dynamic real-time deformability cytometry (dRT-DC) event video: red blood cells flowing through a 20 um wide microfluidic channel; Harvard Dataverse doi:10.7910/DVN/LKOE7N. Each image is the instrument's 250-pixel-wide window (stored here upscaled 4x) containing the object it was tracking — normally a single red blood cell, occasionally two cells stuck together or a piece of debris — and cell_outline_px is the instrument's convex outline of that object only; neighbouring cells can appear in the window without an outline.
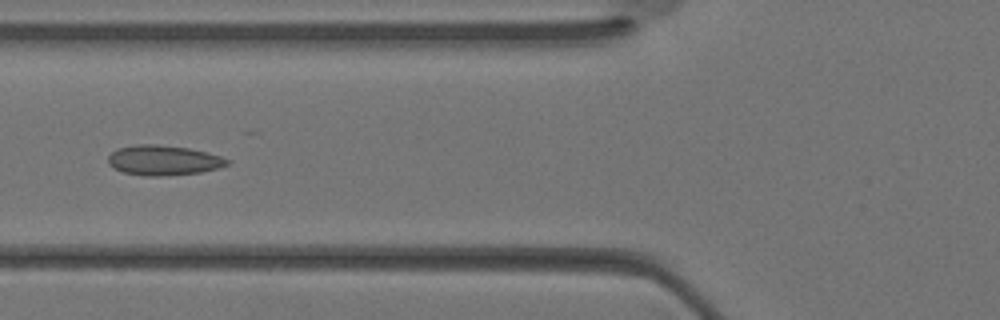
{"species": "Egyptian fruit bat (a non-hibernating species)", "species_latin": "Rousettus aegyptiacus", "temperature_condition": "warm", "stored_images_in_passage": 34, "camera_frame_rate_fps": 3000, "um_per_image_px": 0.085, "animal": {"sex": "female"}, "frame": {"image": 1, "passage_image": 13, "time_ms": 4.0, "image_size_px": [1000, 320], "cell_outline_px": [[232, 160], [228, 164], [220, 168], [200, 172], [160, 176], [144, 176], [124, 172], [112, 168], [108, 164], [108, 156], [116, 148], [136, 144], [156, 144], [188, 148], [208, 152]], "centroid_in_image_um": [13.89, 13.62], "position_along_channel_um": 111.9, "area_um2": 20.98}}
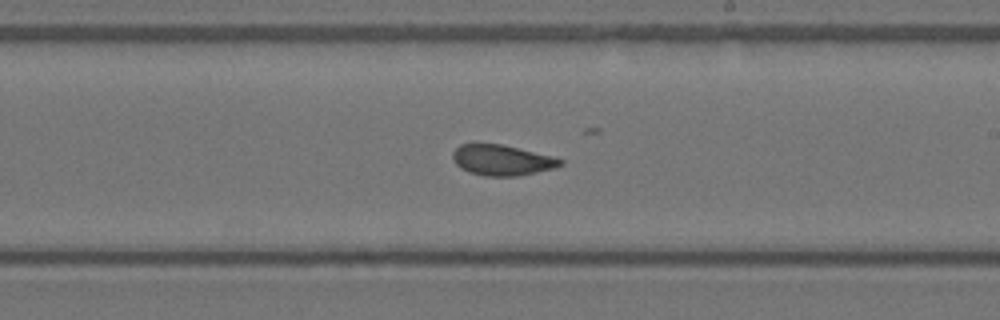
{"frame": {"image": 2, "passage_image": 20, "time_ms": 6.333, "image_size_px": [1000, 320], "cell_outline_px": [[564, 164], [556, 168], [516, 176], [484, 176], [468, 172], [460, 168], [456, 164], [452, 156], [452, 152], [460, 144], [504, 144], [552, 156], [564, 160]], "centroid_in_image_um": [42.68, 13.61], "position_along_channel_um": 246.3, "area_um2": 19.31}}
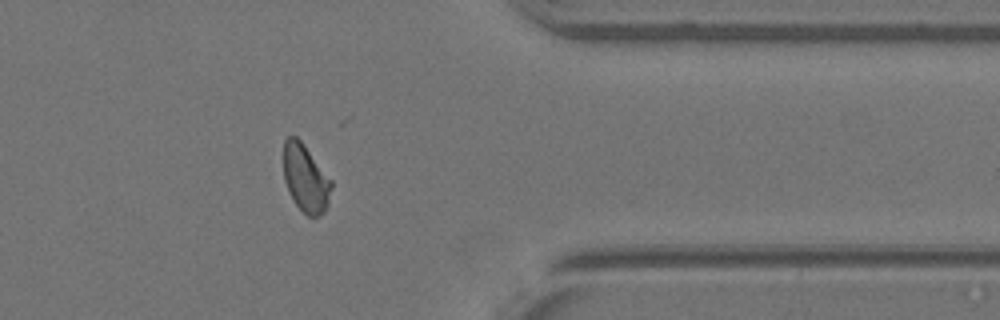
{"frame": {"image": 3, "passage_image": 28, "time_ms": 9.0, "image_size_px": [1000, 320], "cell_outline_px": [[332, 188], [328, 204], [324, 212], [320, 216], [308, 216], [296, 204], [288, 192], [284, 180], [284, 140], [288, 136], [296, 136], [304, 144], [332, 180]], "centroid_in_image_um": [25.98, 15.15], "position_along_channel_um": 385.4, "area_um2": 18.9}}